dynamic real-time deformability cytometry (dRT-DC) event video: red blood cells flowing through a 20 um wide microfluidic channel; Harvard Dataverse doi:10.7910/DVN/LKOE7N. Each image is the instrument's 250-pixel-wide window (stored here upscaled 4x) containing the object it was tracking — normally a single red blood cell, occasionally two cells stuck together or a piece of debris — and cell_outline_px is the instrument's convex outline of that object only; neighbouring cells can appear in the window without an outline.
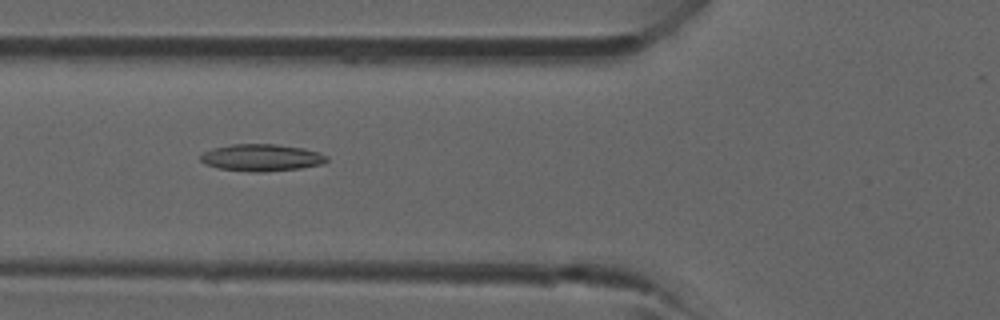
{"species": "common noctule bat (a hibernating species)", "species_latin": "Nyctalus noctula", "temperature_condition": "room temperature", "stored_images_in_passage": 43, "camera_frame_rate_fps": 3000, "um_per_image_px": 0.085, "animal": {"sex": "male", "forearm_length_mm": 52.5}, "frame": {"image": 1, "passage_image": 16, "time_ms": 5.0, "image_size_px": [1000, 320], "cell_outline_px": [[328, 160], [324, 164], [300, 168], [264, 172], [252, 172], [216, 168], [204, 164], [200, 160], [200, 156], [204, 152], [212, 148], [232, 144], [276, 144], [304, 148], [320, 152], [328, 156]], "centroid_in_image_um": [22.24, 13.4], "position_along_channel_um": 103.6, "area_um2": 20.11}}
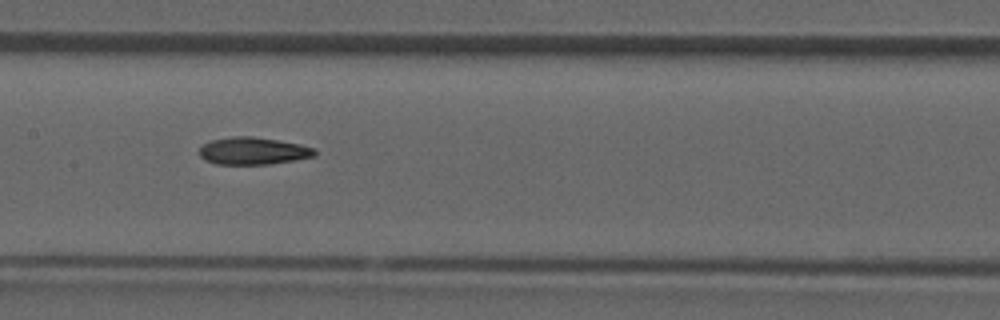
{"frame": {"image": 2, "passage_image": 21, "time_ms": 6.667, "image_size_px": [1000, 320], "cell_outline_px": [[316, 156], [268, 164], [216, 164], [204, 160], [200, 156], [200, 148], [204, 144], [212, 140], [232, 136], [252, 136], [300, 144], [316, 148]], "centroid_in_image_um": [21.51, 12.83], "position_along_channel_um": 185.9, "area_um2": 18.26}}
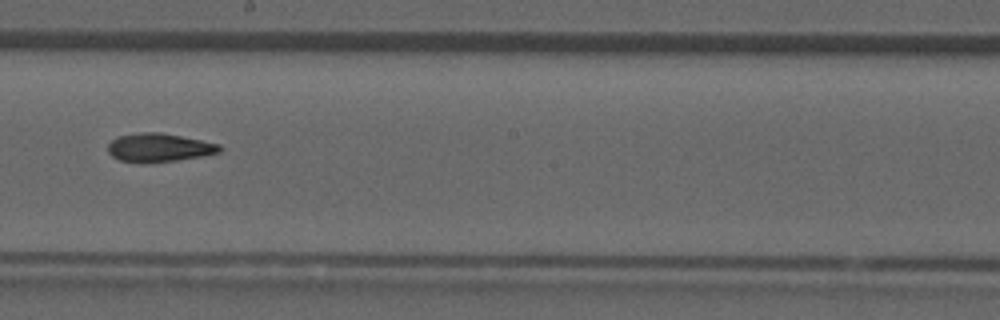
{"frame": {"image": 3, "passage_image": 24, "time_ms": 7.667, "image_size_px": [1000, 320], "cell_outline_px": [[224, 148], [220, 152], [204, 156], [176, 160], [120, 160], [112, 156], [108, 152], [108, 144], [116, 136], [140, 132], [160, 132], [220, 144]], "centroid_in_image_um": [13.56, 12.5], "position_along_channel_um": 234.6, "area_um2": 17.98}}